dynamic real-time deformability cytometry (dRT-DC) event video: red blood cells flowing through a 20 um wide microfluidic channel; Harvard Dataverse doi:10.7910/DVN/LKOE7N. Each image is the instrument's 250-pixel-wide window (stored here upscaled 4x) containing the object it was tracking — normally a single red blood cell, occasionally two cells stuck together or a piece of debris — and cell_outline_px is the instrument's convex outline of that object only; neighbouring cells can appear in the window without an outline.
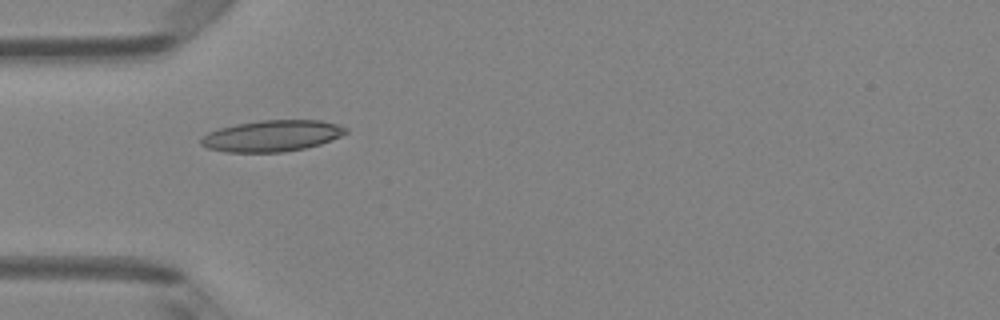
{"species": "Egyptian fruit bat (a non-hibernating species)", "species_latin": "Rousettus aegyptiacus", "temperature_condition": "room temperature", "stored_images_in_passage": 6, "camera_frame_rate_fps": 3000, "um_per_image_px": 0.085, "animal": {"sex": "female"}, "frame": {"image": 1, "passage_image": 4, "time_ms": 1.0, "image_size_px": [1000, 320], "cell_outline_px": [[348, 132], [332, 140], [320, 144], [304, 148], [284, 152], [224, 152], [208, 148], [200, 144], [200, 140], [208, 132], [220, 128], [236, 124], [260, 120], [320, 120], [336, 124], [348, 128]], "centroid_in_image_um": [23.12, 11.55], "position_along_channel_um": 61.9, "area_um2": 26.36}}
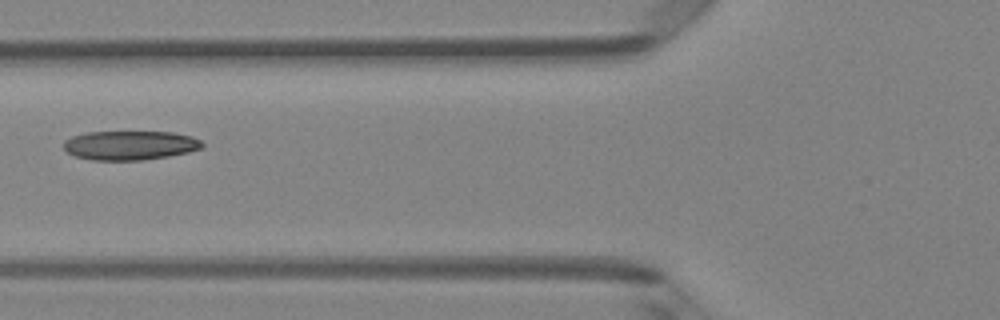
{"frame": {"image": 2, "passage_image": 5, "time_ms": 1.333, "image_size_px": [1000, 320], "cell_outline_px": [[204, 144], [200, 148], [188, 152], [168, 156], [144, 160], [92, 160], [76, 156], [68, 152], [64, 148], [64, 140], [72, 136], [88, 132], [172, 132], [192, 136], [200, 140]], "centroid_in_image_um": [11.05, 12.35], "position_along_channel_um": 114.8, "area_um2": 23.47}}
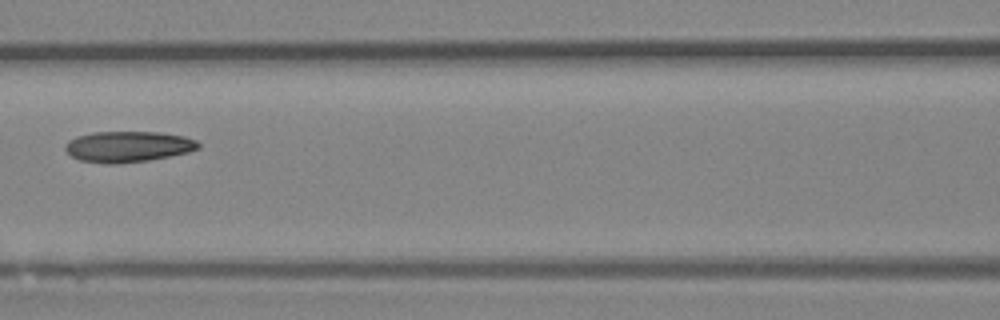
{"frame": {"image": 3, "passage_image": 6, "time_ms": 1.667, "image_size_px": [1000, 320], "cell_outline_px": [[200, 148], [188, 152], [148, 160], [116, 164], [104, 164], [80, 160], [72, 156], [64, 148], [64, 144], [68, 140], [76, 136], [92, 132], [160, 132], [184, 136], [196, 140], [200, 144]], "centroid_in_image_um": [10.86, 12.46], "position_along_channel_um": 155.7, "area_um2": 24.04}}